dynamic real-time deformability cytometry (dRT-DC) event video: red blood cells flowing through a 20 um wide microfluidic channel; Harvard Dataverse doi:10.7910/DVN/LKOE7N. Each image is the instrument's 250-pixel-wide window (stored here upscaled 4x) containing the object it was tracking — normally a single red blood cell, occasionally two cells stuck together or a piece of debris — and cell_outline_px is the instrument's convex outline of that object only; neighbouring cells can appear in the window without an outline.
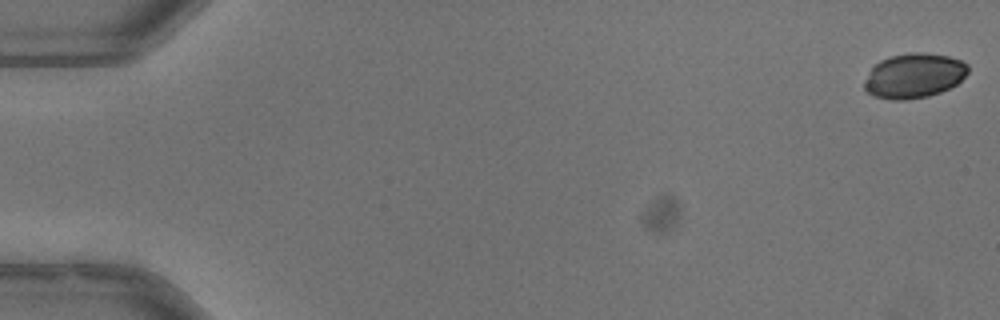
{"species": "common noctule bat (a hibernating species)", "species_latin": "Nyctalus noctula", "temperature_condition": "warm", "stored_images_in_passage": 53, "camera_frame_rate_fps": 3000, "um_per_image_px": 0.085, "animal": {"sex": "male", "body_mass_g": 13.3}, "frame": {"image": 1, "passage_image": 1, "time_ms": 0.0, "image_size_px": [1000, 320], "cell_outline_px": [[968, 72], [956, 84], [940, 92], [928, 96], [904, 100], [888, 100], [872, 96], [864, 88], [864, 80], [872, 68], [880, 60], [888, 56], [912, 52], [924, 52], [948, 56], [960, 60], [968, 64]], "centroid_in_image_um": [77.66, 6.43], "position_along_channel_um": 7.3, "area_um2": 27.11}}
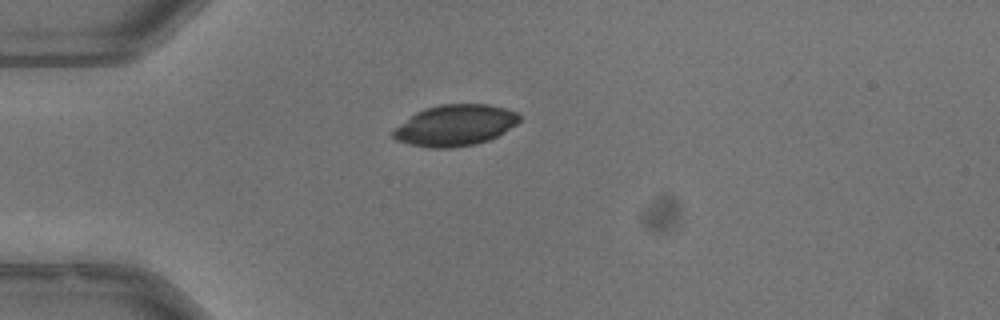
{"frame": {"image": 2, "passage_image": 15, "time_ms": 4.667, "image_size_px": [1000, 320], "cell_outline_px": [[520, 120], [516, 124], [504, 132], [488, 140], [476, 144], [452, 148], [428, 148], [408, 144], [396, 140], [392, 136], [392, 132], [400, 124], [416, 112], [440, 104], [488, 104], [504, 108], [516, 112], [520, 116]], "centroid_in_image_um": [38.68, 10.66], "position_along_channel_um": 46.3, "area_um2": 30.11}}
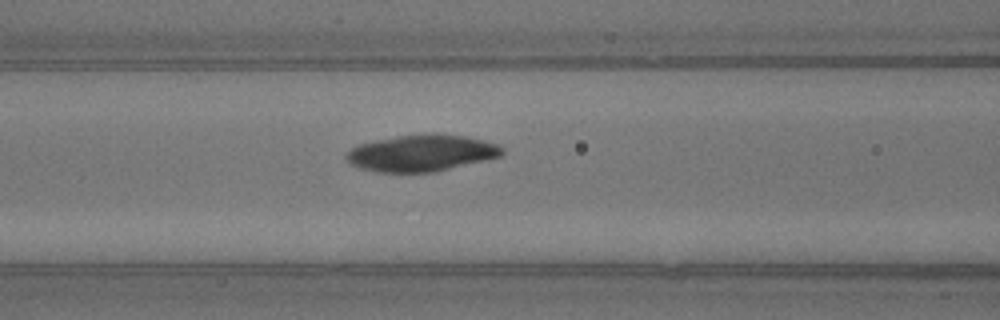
{"frame": {"image": 3, "passage_image": 23, "time_ms": 7.333, "image_size_px": [1000, 320], "cell_outline_px": [[504, 152], [500, 156], [436, 172], [376, 172], [360, 168], [348, 164], [344, 156], [344, 152], [360, 144], [376, 140], [396, 136], [432, 132], [436, 132], [464, 136], [484, 140], [496, 144], [504, 148]], "centroid_in_image_um": [35.79, 13.0], "position_along_channel_um": 130.8, "area_um2": 33.58}}